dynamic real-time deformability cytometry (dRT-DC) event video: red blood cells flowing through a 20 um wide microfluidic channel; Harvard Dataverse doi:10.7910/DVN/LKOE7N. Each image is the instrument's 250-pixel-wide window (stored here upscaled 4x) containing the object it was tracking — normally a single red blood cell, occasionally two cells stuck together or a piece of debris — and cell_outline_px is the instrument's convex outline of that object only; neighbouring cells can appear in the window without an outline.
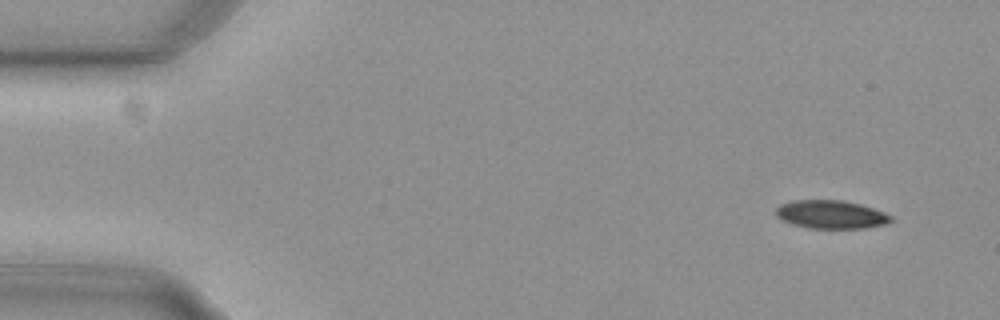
{"species": "common noctule bat (a hibernating species)", "species_latin": "Nyctalus noctula", "temperature_condition": "cold", "stored_images_in_passage": 53, "camera_frame_rate_fps": 3000, "um_per_image_px": 0.085, "animal": {"sex": "female", "body_mass_g": 29.2, "forearm_length_mm": 56.3}, "frame": {"image": 1, "passage_image": 2, "time_ms": 0.333, "image_size_px": [1000, 320], "cell_outline_px": [[892, 220], [888, 224], [864, 228], [808, 228], [792, 224], [780, 220], [776, 216], [776, 208], [780, 204], [792, 200], [840, 200], [860, 204], [884, 212], [892, 216]], "centroid_in_image_um": [70.61, 18.23], "position_along_channel_um": 14.4, "area_um2": 19.07}}
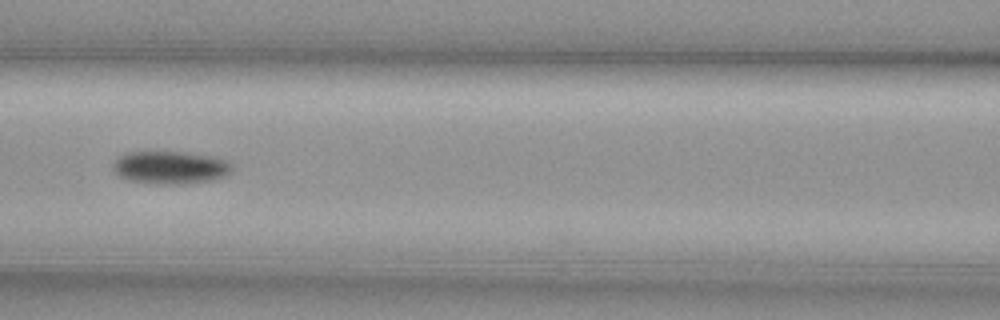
{"frame": {"image": 2, "passage_image": 22, "time_ms": 7.0, "image_size_px": [1000, 320], "cell_outline_px": [[232, 172], [216, 180], [184, 184], [152, 184], [124, 180], [112, 168], [112, 164], [120, 156], [132, 152], [180, 152], [216, 156], [228, 160], [232, 164]], "centroid_in_image_um": [14.52, 14.25], "position_along_channel_um": 152.1, "area_um2": 23.12}}
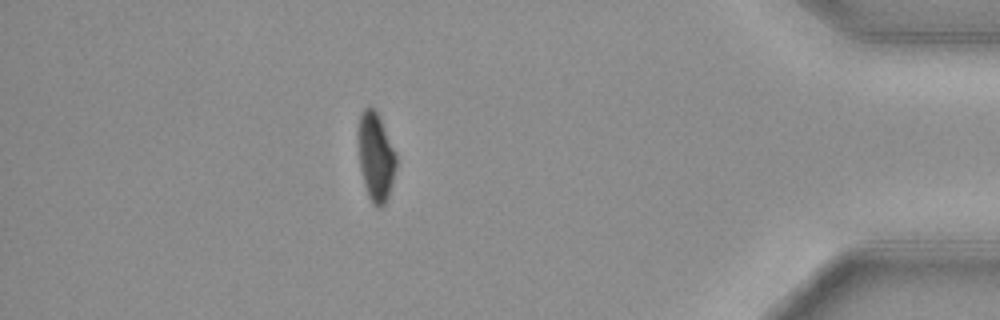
{"frame": {"image": 3, "passage_image": 46, "time_ms": 15.0, "image_size_px": [1000, 320], "cell_outline_px": [[396, 168], [388, 196], [384, 204], [380, 208], [372, 204], [368, 196], [364, 184], [360, 168], [356, 136], [356, 132], [360, 112], [364, 108], [372, 108], [376, 112], [380, 120], [396, 156]], "centroid_in_image_um": [31.88, 13.34], "position_along_channel_um": 403.3, "area_um2": 19.48}, "authors_computed_cell_mechanics": {"area_um2": 21.097, "velocity_mm_per_s": 3.7495, "shape_relaxation_time_tau1_ms": 4.3408, "shape_relaxation_time_tau2_ms": null, "deformation_change_tau1": 0.1178, "deformation_change_tau2": null}}